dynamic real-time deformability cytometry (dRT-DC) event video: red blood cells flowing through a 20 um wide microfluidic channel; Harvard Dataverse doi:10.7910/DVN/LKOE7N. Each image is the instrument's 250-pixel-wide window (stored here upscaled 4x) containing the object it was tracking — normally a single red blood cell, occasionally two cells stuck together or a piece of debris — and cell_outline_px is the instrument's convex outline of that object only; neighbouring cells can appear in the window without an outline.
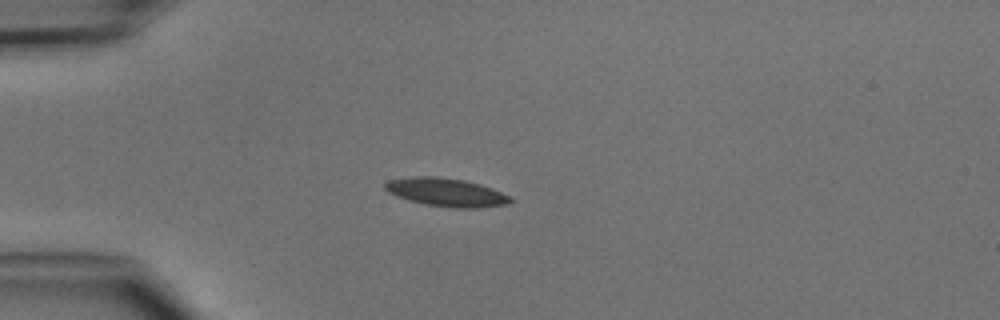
{"species": "common noctule bat (a hibernating species)", "species_latin": "Nyctalus noctula", "temperature_condition": "cold", "stored_images_in_passage": 6, "camera_frame_rate_fps": 3000, "um_per_image_px": 0.085, "animal": {"sex": "male", "body_mass_g": 15.6}, "frame": {"image": 1, "passage_image": 4, "time_ms": 3.667, "image_size_px": [1000, 320], "cell_outline_px": [[512, 200], [508, 204], [480, 208], [452, 208], [424, 204], [408, 200], [396, 196], [388, 192], [384, 188], [384, 184], [388, 180], [412, 176], [436, 176], [464, 180], [480, 184], [492, 188], [512, 196]], "centroid_in_image_um": [37.93, 16.35], "position_along_channel_um": 47.1, "area_um2": 20.92}}